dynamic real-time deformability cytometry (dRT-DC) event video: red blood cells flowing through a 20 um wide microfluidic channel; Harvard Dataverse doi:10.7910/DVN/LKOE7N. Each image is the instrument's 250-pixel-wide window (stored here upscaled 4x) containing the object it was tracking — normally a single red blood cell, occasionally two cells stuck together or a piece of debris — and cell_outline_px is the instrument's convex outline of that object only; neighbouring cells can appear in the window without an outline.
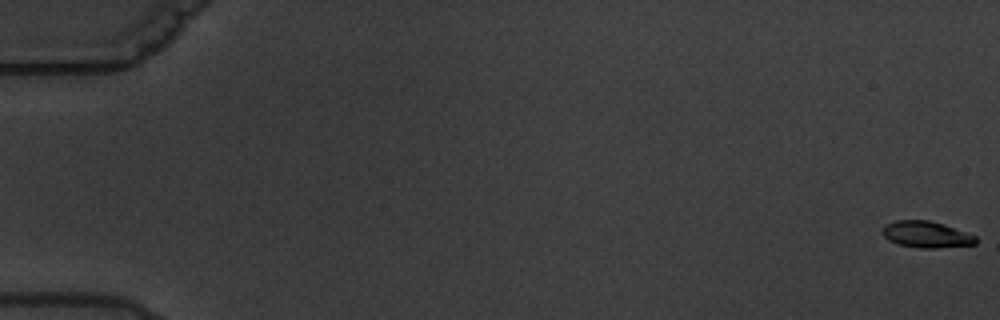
{"species": "common noctule bat (a hibernating species)", "species_latin": "Nyctalus noctula", "temperature_condition": "warm", "stored_images_in_passage": 8, "camera_frame_rate_fps": 3000, "um_per_image_px": 0.085, "animal": {"sex": "male", "body_mass_g": 19.5, "forearm_length_mm": 54.6}, "frame": {"image": 1, "passage_image": 1, "time_ms": 0.0, "image_size_px": [1000, 320], "cell_outline_px": [[976, 244], [936, 248], [920, 248], [900, 244], [888, 240], [880, 232], [884, 224], [896, 220], [928, 220], [944, 224], [976, 236]], "centroid_in_image_um": [78.7, 19.92], "position_along_channel_um": 6.3, "area_um2": 14.39}}
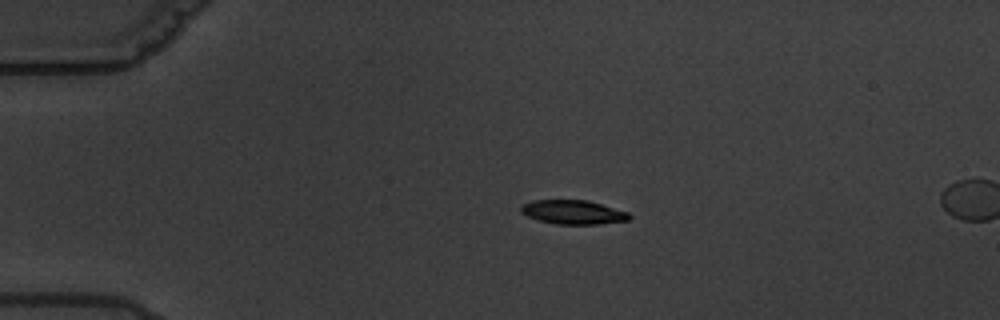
{"frame": {"image": 2, "passage_image": 5, "time_ms": 4.667, "image_size_px": [1000, 320], "cell_outline_px": [[632, 216], [628, 220], [600, 224], [556, 224], [540, 220], [528, 216], [520, 212], [520, 208], [524, 204], [532, 200], [588, 200], [628, 212]], "centroid_in_image_um": [48.73, 18.03], "position_along_channel_um": 36.3, "area_um2": 15.09}}